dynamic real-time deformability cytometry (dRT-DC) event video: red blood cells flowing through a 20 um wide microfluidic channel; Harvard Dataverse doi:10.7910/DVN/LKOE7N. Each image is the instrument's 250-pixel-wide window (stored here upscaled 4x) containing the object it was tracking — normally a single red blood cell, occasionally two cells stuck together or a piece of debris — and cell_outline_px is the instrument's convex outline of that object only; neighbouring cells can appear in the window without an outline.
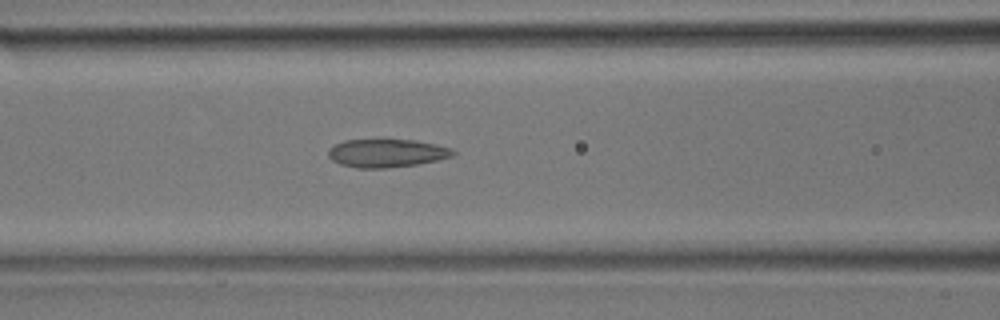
{"species": "common noctule bat (a hibernating species)", "species_latin": "Nyctalus noctula", "temperature_condition": "room temperature", "stored_images_in_passage": 35, "camera_frame_rate_fps": 3000, "um_per_image_px": 0.085, "animal": {"sex": "male", "body_mass_g": 17.9}, "frame": {"image": 1, "passage_image": 16, "time_ms": 5.0, "image_size_px": [1000, 320], "cell_outline_px": [[456, 152], [452, 156], [436, 160], [416, 164], [384, 168], [356, 168], [340, 164], [332, 160], [328, 156], [328, 152], [336, 144], [344, 140], [416, 140], [436, 144], [452, 148]], "centroid_in_image_um": [32.88, 13.01], "position_along_channel_um": 133.7, "area_um2": 20.29}}
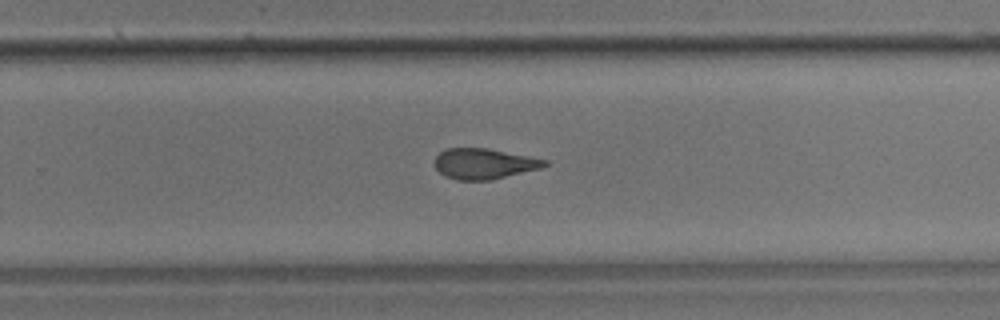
{"frame": {"image": 2, "passage_image": 25, "time_ms": 8.0, "image_size_px": [1000, 320], "cell_outline_px": [[548, 164], [540, 168], [492, 180], [456, 180], [444, 176], [436, 168], [436, 156], [440, 152], [448, 148], [488, 148], [548, 160]], "centroid_in_image_um": [41.14, 13.92], "position_along_channel_um": 288.7, "area_um2": 19.48}}
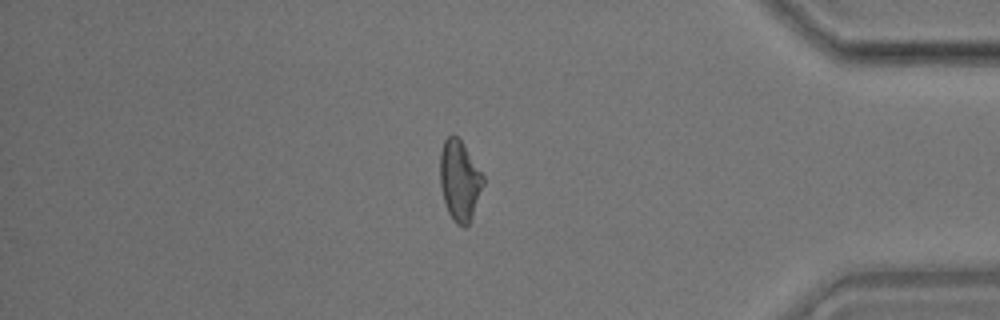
{"frame": {"image": 3, "passage_image": 33, "time_ms": 10.667, "image_size_px": [1000, 320], "cell_outline_px": [[484, 184], [472, 216], [468, 224], [464, 228], [456, 224], [452, 220], [448, 212], [444, 200], [440, 184], [440, 152], [444, 140], [452, 132], [460, 140], [484, 176]], "centroid_in_image_um": [39.05, 15.35], "position_along_channel_um": 396.1, "area_um2": 20.11}}